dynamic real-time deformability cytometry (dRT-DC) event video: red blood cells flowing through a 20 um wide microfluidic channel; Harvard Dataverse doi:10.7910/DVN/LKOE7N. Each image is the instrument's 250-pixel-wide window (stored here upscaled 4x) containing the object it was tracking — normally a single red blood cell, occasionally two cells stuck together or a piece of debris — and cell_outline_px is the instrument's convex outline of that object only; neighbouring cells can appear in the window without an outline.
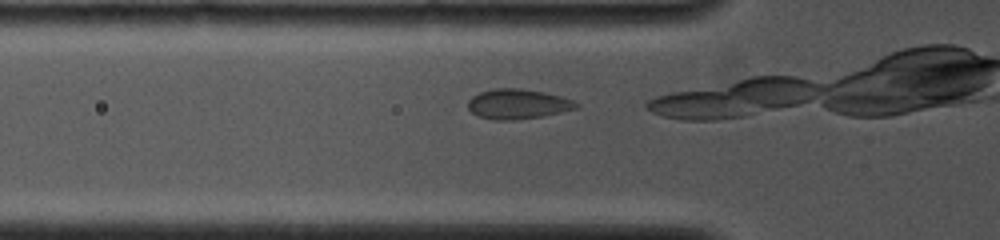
{"species": "common noctule bat (a hibernating species)", "species_latin": "Nyctalus noctula", "temperature_condition": "cold", "stored_images_in_passage": 26, "camera_frame_rate_fps": 4000, "um_per_image_px": 0.085, "animal": {"sex": "female", "body_mass_g": 19.0, "forearm_length_mm": 53.3}, "frame": {"image": 1, "passage_image": 5, "time_ms": 1.0, "image_size_px": [1000, 240], "cell_outline_px": [[580, 108], [544, 116], [512, 120], [496, 120], [480, 116], [472, 112], [468, 108], [468, 100], [472, 96], [480, 92], [496, 88], [520, 88], [544, 92], [560, 96], [572, 100], [580, 104]], "centroid_in_image_um": [44.05, 8.84], "position_along_channel_um": 81.8, "area_um2": 18.9}}